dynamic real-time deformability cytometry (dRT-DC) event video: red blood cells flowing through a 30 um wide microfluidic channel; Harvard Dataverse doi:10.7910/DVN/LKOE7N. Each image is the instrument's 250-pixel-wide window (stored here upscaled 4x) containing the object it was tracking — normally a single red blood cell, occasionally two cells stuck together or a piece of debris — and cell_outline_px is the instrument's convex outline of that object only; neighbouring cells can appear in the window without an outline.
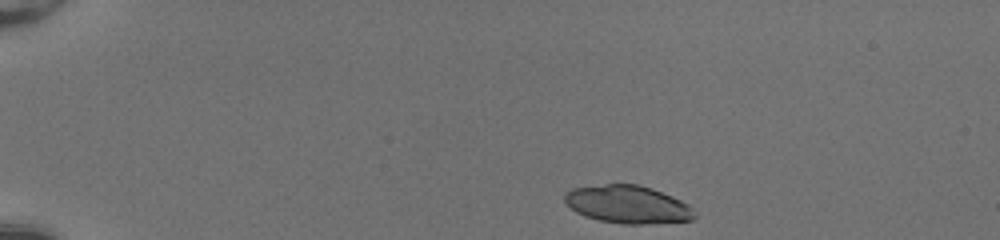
{"species": "common noctule bat (a hibernating species)", "species_latin": "Nyctalus noctula", "temperature_condition": "room temperature", "stored_images_in_passage": 41, "camera_frame_rate_fps": 3000, "um_per_image_px": 0.085, "animal": {"sex": "female", "body_mass_g": 20.0, "forearm_length_mm": 54.0}, "frame": {"image": 1, "passage_image": 1, "time_ms": 0.0, "image_size_px": [1000, 240], "cell_outline_px": [[696, 216], [692, 220], [640, 224], [624, 224], [600, 220], [584, 216], [576, 212], [564, 200], [564, 192], [572, 188], [608, 184], [640, 184], [652, 188], [672, 196], [688, 204], [692, 208]], "centroid_in_image_um": [53.35, 17.37], "position_along_channel_um": 31.6, "area_um2": 28.55}}